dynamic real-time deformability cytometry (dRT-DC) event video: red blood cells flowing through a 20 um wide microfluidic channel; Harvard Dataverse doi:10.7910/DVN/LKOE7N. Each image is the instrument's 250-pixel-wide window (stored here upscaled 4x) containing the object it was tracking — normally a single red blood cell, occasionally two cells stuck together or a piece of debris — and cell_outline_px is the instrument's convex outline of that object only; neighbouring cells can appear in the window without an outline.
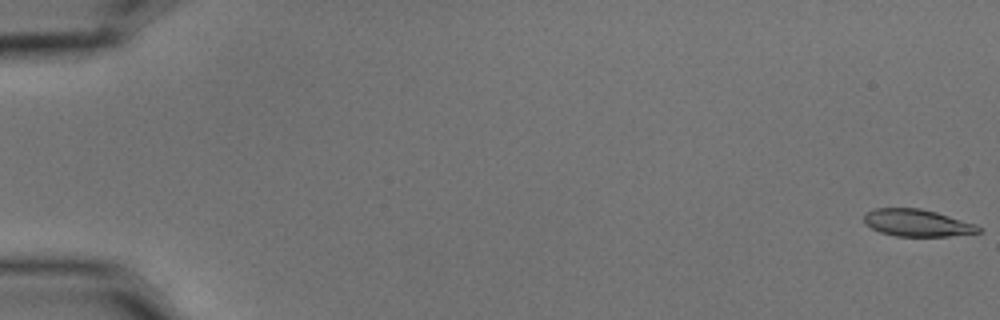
{"species": "common noctule bat (a hibernating species)", "species_latin": "Nyctalus noctula", "temperature_condition": "cold", "stored_images_in_passage": 7, "camera_frame_rate_fps": 3000, "um_per_image_px": 0.085, "animal": {"sex": "male", "body_mass_g": 15.6}, "frame": {"image": 1, "passage_image": 1, "time_ms": 0.0, "image_size_px": [1000, 320], "cell_outline_px": [[980, 232], [948, 236], [896, 236], [880, 232], [864, 224], [864, 212], [876, 208], [920, 208], [936, 212], [976, 224], [980, 228]], "centroid_in_image_um": [77.91, 18.94], "position_along_channel_um": 7.1, "area_um2": 18.03}}
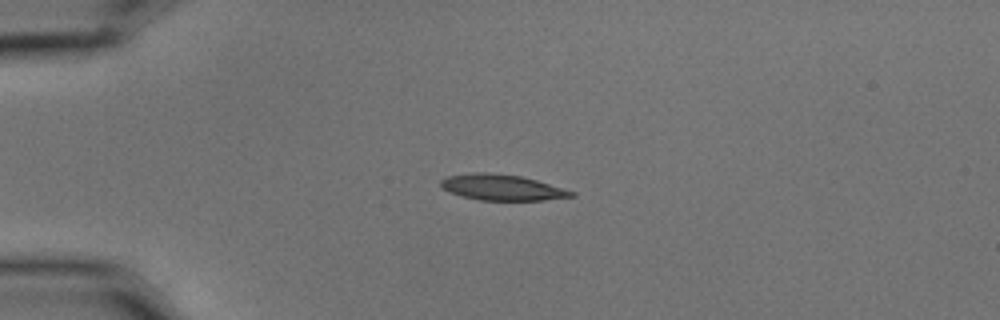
{"frame": {"image": 2, "passage_image": 5, "time_ms": 1.333, "image_size_px": [1000, 320], "cell_outline_px": [[576, 196], [544, 200], [480, 200], [460, 196], [444, 188], [440, 184], [440, 180], [448, 176], [468, 172], [488, 172], [520, 176], [536, 180], [576, 192]], "centroid_in_image_um": [42.67, 15.92], "position_along_channel_um": 42.3, "area_um2": 19.59}}
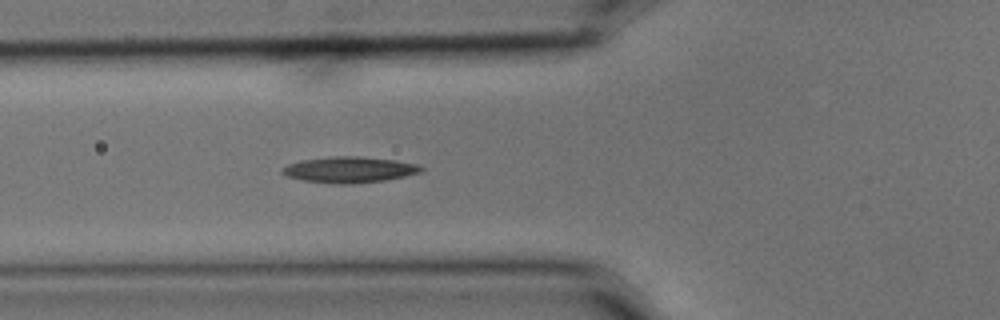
{"frame": {"image": 3, "passage_image": 7, "time_ms": 2.0, "image_size_px": [1000, 320], "cell_outline_px": [[424, 168], [420, 172], [404, 176], [384, 180], [352, 184], [340, 184], [300, 180], [288, 176], [280, 172], [280, 168], [288, 164], [300, 160], [332, 156], [360, 156], [396, 160], [416, 164]], "centroid_in_image_um": [29.65, 14.41], "position_along_channel_um": 96.2, "area_um2": 21.04}}